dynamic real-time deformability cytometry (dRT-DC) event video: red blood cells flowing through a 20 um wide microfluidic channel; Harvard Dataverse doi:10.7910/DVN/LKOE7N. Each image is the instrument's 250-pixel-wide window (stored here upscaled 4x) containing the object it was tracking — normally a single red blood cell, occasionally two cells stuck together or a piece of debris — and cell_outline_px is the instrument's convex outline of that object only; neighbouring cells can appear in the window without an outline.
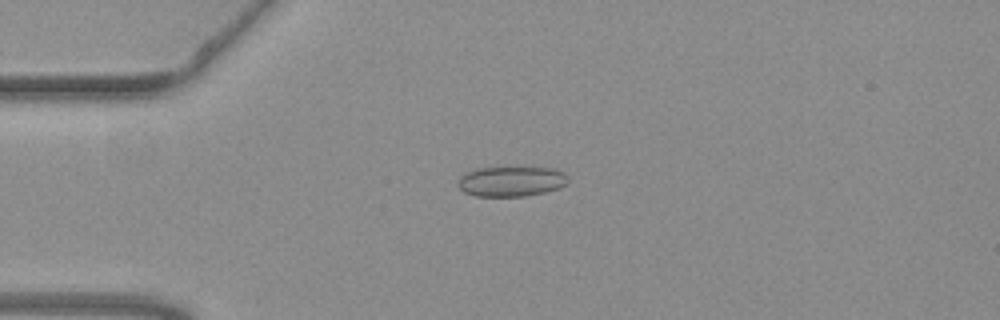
{"species": "common noctule bat (a hibernating species)", "species_latin": "Nyctalus noctula", "temperature_condition": "warm", "stored_images_in_passage": 13, "camera_frame_rate_fps": 3000, "um_per_image_px": 0.085, "animal": {"sex": "female", "body_mass_g": 19.3, "forearm_length_mm": 54.1}, "frame": {"image": 1, "passage_image": 6, "time_ms": 1.667, "image_size_px": [1000, 320], "cell_outline_px": [[568, 180], [560, 188], [544, 192], [524, 196], [476, 196], [464, 192], [456, 184], [460, 176], [476, 168], [552, 168], [564, 172], [568, 176]], "centroid_in_image_um": [43.44, 15.42], "position_along_channel_um": 41.6, "area_um2": 19.19}}
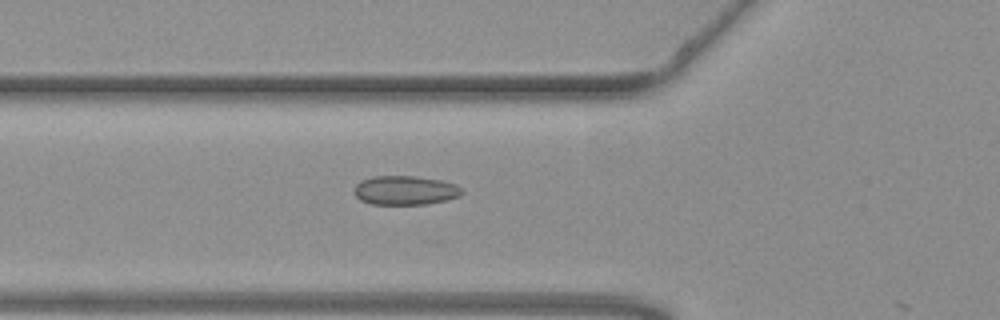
{"frame": {"image": 2, "passage_image": 12, "time_ms": 3.667, "image_size_px": [1000, 320], "cell_outline_px": [[464, 192], [460, 196], [428, 204], [372, 204], [360, 200], [352, 192], [356, 184], [360, 180], [372, 176], [416, 176], [440, 180], [456, 184]], "centroid_in_image_um": [34.4, 16.17], "position_along_channel_um": 91.4, "area_um2": 18.38}}